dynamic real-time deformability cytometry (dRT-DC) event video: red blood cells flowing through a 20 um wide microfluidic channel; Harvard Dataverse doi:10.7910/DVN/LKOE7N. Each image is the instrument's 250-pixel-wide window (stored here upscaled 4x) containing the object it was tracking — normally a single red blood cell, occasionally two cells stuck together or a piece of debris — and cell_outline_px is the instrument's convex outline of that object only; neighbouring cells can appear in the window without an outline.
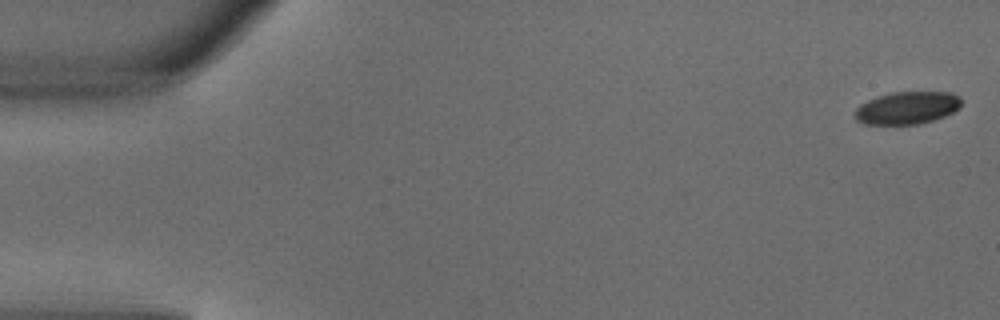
{"species": "common noctule bat (a hibernating species)", "species_latin": "Nyctalus noctula", "temperature_condition": "warm", "stored_images_in_passage": 3, "camera_frame_rate_fps": 3000, "um_per_image_px": 0.085, "animal": {"sex": "male", "body_mass_g": 18.8}, "frame": {"image": 1, "passage_image": 1, "time_ms": 0.0, "image_size_px": [1000, 320], "cell_outline_px": [[960, 108], [944, 116], [920, 124], [864, 124], [856, 120], [856, 108], [860, 104], [876, 96], [892, 92], [952, 92], [960, 96]], "centroid_in_image_um": [77.11, 9.16], "position_along_channel_um": 7.9, "area_um2": 20.17}}
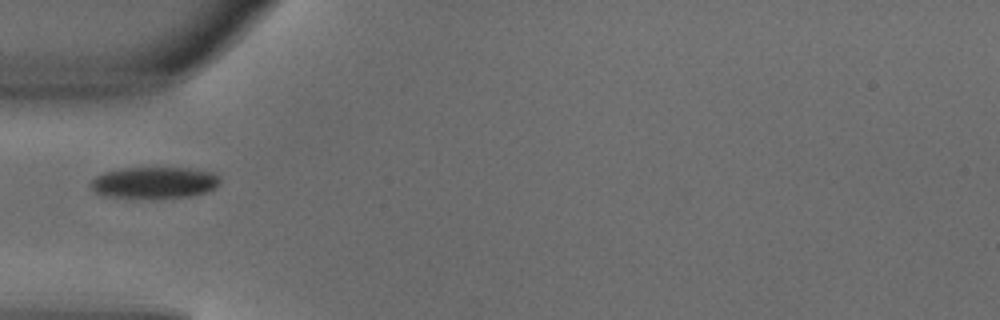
{"frame": {"image": 2, "passage_image": 3, "time_ms": 0.667, "image_size_px": [1000, 320], "cell_outline_px": [[220, 184], [216, 188], [204, 192], [188, 196], [104, 196], [96, 192], [88, 184], [96, 176], [104, 172], [124, 168], [192, 168], [212, 172], [220, 176]], "centroid_in_image_um": [13.15, 15.48], "position_along_channel_um": 71.9, "area_um2": 23.12}}